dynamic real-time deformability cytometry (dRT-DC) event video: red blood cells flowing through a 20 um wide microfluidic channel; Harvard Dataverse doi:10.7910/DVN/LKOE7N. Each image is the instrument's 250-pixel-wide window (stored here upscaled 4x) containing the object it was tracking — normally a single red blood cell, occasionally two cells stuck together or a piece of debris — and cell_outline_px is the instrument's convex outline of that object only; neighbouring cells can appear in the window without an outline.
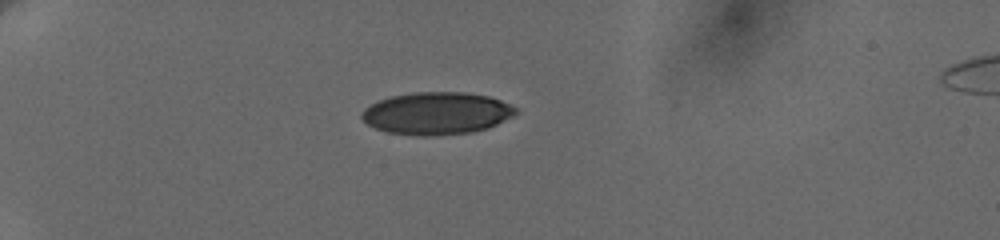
{"species": "human", "species_latin": "Homo sapiens", "temperature_condition": "cold", "stored_images_in_passage": 4, "camera_frame_rate_fps": 3000, "um_per_image_px": 0.085, "donor": {"sex": "female"}, "frame": {"image": 1, "passage_image": 1, "time_ms": 0.0, "image_size_px": [1000, 240], "cell_outline_px": [[520, 112], [516, 116], [488, 128], [472, 132], [436, 136], [420, 136], [388, 132], [376, 128], [368, 124], [360, 116], [360, 112], [364, 108], [380, 100], [392, 96], [416, 92], [468, 92], [488, 96], [500, 100], [520, 108]], "centroid_in_image_um": [37.19, 9.63], "position_along_channel_um": 47.8, "area_um2": 38.38}}
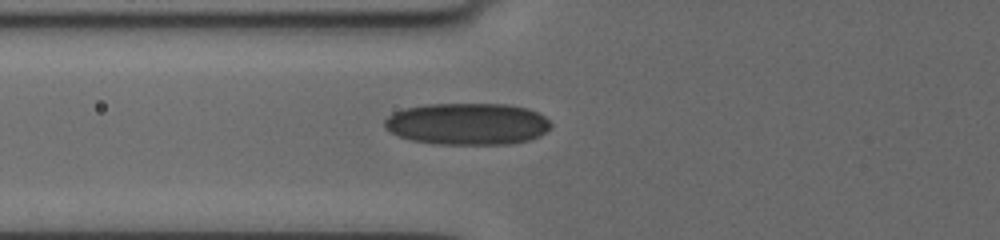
{"frame": {"image": 2, "passage_image": 4, "time_ms": 2.333, "image_size_px": [1000, 240], "cell_outline_px": [[552, 124], [540, 136], [528, 140], [508, 144], [436, 144], [412, 140], [400, 136], [384, 128], [384, 120], [388, 116], [404, 108], [428, 104], [508, 104], [528, 108], [544, 116]], "centroid_in_image_um": [39.73, 10.53], "position_along_channel_um": 86.1, "area_um2": 40.46}}